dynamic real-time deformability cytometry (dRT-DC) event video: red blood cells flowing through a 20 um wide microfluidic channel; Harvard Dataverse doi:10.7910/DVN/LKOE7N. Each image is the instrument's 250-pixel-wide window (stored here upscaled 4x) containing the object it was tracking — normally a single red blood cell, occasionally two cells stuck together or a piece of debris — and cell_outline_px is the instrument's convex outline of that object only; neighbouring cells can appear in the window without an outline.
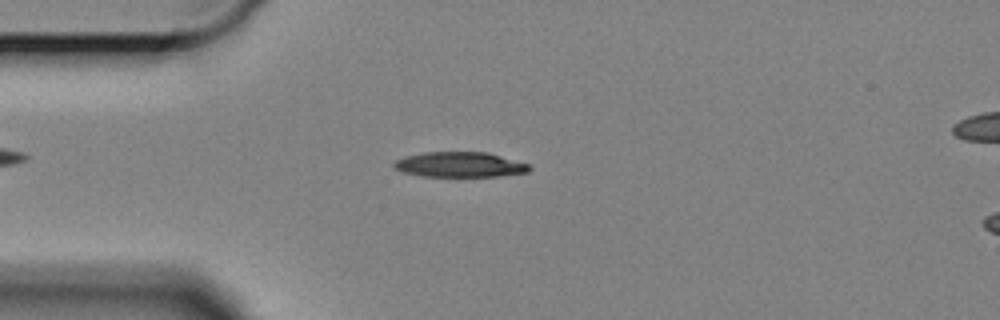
{"species": "Egyptian fruit bat (a non-hibernating species)", "species_latin": "Rousettus aegyptiacus", "temperature_condition": "cold", "stored_images_in_passage": 59, "camera_frame_rate_fps": 3000, "um_per_image_px": 0.085, "animal": {"sex": "female"}, "frame": {"image": 1, "passage_image": 14, "time_ms": 4.333, "image_size_px": [1000, 320], "cell_outline_px": [[532, 168], [528, 172], [500, 176], [420, 176], [400, 172], [392, 164], [396, 160], [404, 156], [424, 152], [488, 152], [528, 164]], "centroid_in_image_um": [39.05, 13.99], "position_along_channel_um": 45.9, "area_um2": 19.88}}
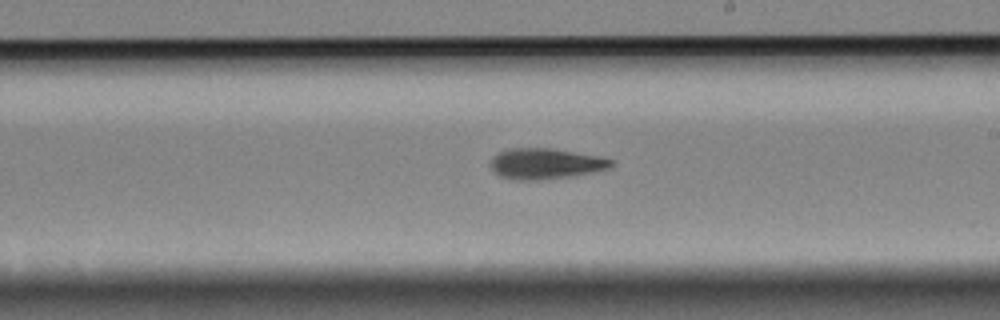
{"frame": {"image": 2, "passage_image": 33, "time_ms": 10.667, "image_size_px": [1000, 320], "cell_outline_px": [[612, 164], [608, 168], [592, 172], [572, 176], [536, 180], [512, 180], [500, 176], [492, 168], [492, 156], [500, 152], [512, 148], [552, 148], [596, 156], [612, 160]], "centroid_in_image_um": [46.33, 13.91], "position_along_channel_um": 242.7, "area_um2": 21.21}}
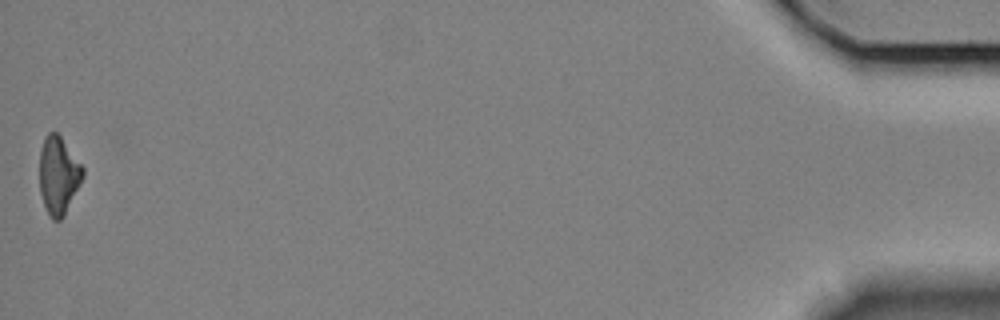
{"frame": {"image": 3, "passage_image": 59, "time_ms": 19.333, "image_size_px": [1000, 320], "cell_outline_px": [[84, 176], [64, 216], [60, 220], [52, 220], [44, 204], [40, 192], [40, 152], [44, 136], [48, 132], [56, 132], [60, 136], [84, 168]], "centroid_in_image_um": [4.97, 14.9], "position_along_channel_um": 430.2, "area_um2": 19.42}, "authors_computed_cell_mechanics": {"area_um2": 20.4612, "velocity_mm_per_s": 3.2937, "shape_relaxation_time_tau1_ms": 4.6106, "shape_relaxation_time_tau2_ms": 4.3247, "deformation_change_tau1": 0.1474, "deformation_change_tau2": 0.132}}